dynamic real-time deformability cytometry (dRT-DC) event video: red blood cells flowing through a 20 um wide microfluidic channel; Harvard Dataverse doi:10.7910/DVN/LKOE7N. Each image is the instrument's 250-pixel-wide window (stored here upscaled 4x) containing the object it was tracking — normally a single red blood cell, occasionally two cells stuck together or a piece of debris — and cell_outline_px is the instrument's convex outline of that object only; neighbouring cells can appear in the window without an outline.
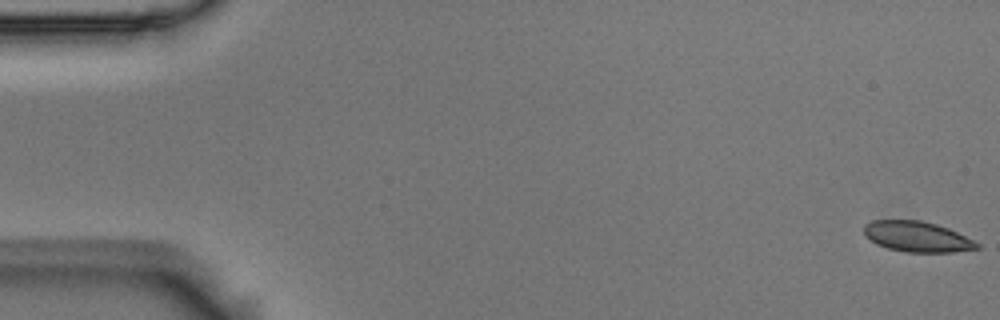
{"species": "Egyptian fruit bat (a non-hibernating species)", "species_latin": "Rousettus aegyptiacus", "temperature_condition": "room temperature", "stored_images_in_passage": 11, "camera_frame_rate_fps": 3000, "um_per_image_px": 0.085, "animal": {"sex": "male"}, "frame": {"image": 1, "passage_image": 1, "time_ms": 0.0, "image_size_px": [1000, 320], "cell_outline_px": [[980, 248], [952, 252], [904, 252], [888, 248], [876, 244], [864, 236], [864, 224], [872, 220], [920, 220], [936, 224], [948, 228], [980, 244]], "centroid_in_image_um": [77.91, 20.11], "position_along_channel_um": 7.1, "area_um2": 20.06}}